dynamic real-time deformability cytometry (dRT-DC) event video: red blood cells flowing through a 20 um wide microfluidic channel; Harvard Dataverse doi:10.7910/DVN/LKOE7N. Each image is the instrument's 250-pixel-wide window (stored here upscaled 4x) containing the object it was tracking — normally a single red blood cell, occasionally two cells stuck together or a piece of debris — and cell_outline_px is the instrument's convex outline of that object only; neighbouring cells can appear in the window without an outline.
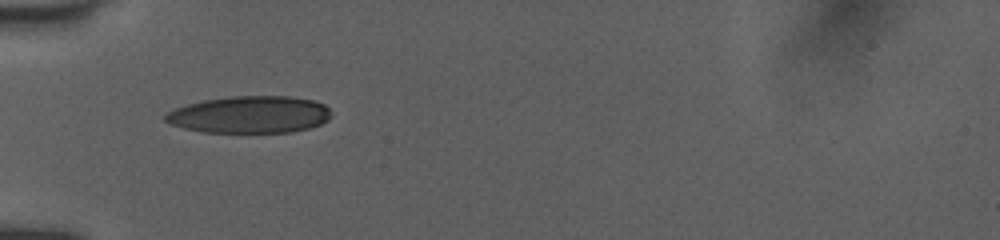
{"species": "human", "species_latin": "Homo sapiens", "temperature_condition": "room temperature", "stored_images_in_passage": 41, "camera_frame_rate_fps": 3000, "um_per_image_px": 0.085, "donor": {"sex": "female"}, "frame": {"image": 1, "passage_image": 1, "time_ms": 0.0, "image_size_px": [1000, 240], "cell_outline_px": [[332, 116], [328, 120], [320, 124], [308, 128], [292, 132], [204, 132], [184, 128], [172, 124], [164, 120], [164, 116], [168, 112], [176, 108], [188, 104], [204, 100], [228, 96], [288, 96], [312, 100], [324, 104], [328, 108]], "centroid_in_image_um": [21.25, 9.74], "position_along_channel_um": 63.8, "area_um2": 35.72}}
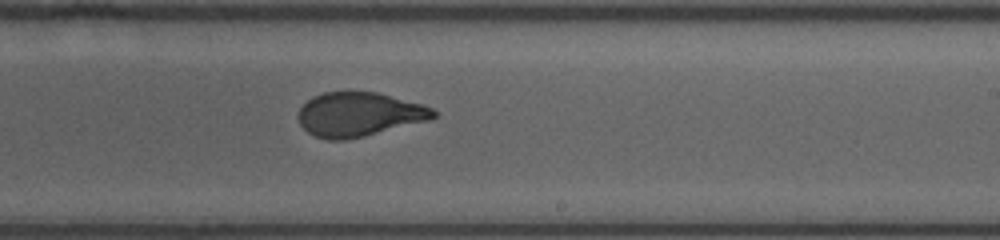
{"frame": {"image": 2, "passage_image": 14, "time_ms": 5.0, "image_size_px": [1000, 240], "cell_outline_px": [[436, 116], [428, 120], [364, 136], [344, 140], [328, 140], [316, 136], [308, 132], [300, 124], [296, 116], [300, 108], [312, 96], [324, 92], [348, 88], [376, 92], [420, 104], [432, 108], [436, 112]], "centroid_in_image_um": [30.45, 9.68], "position_along_channel_um": 258.6, "area_um2": 35.14}}
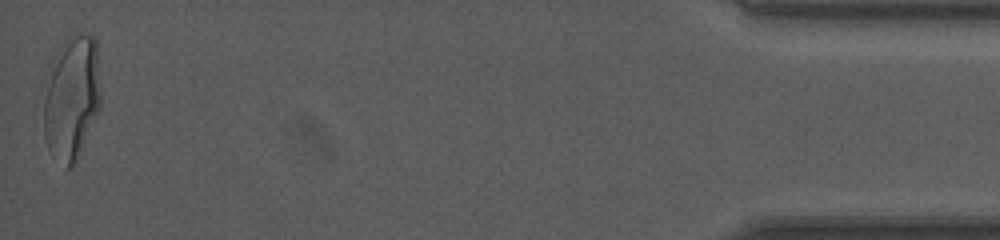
{"frame": {"image": 3, "passage_image": 41, "time_ms": 11.333, "image_size_px": [1000, 240], "cell_outline_px": [[100, 108], [72, 168], [64, 168], [52, 156], [48, 148], [44, 136], [44, 100], [52, 60], [64, 40], [80, 32], [92, 36], [96, 40], [100, 92]], "centroid_in_image_um": [6.09, 8.32], "position_along_channel_um": 429.1, "area_um2": 41.1}, "authors_computed_cell_mechanics": {"area_um2": 35.6048, "velocity_mm_per_s": 3.982, "shape_relaxation_time_tau1_ms": 5.8145, "shape_relaxation_time_tau2_ms": 0.65, "deformation_change_tau1": 0.2257, "deformation_change_tau2": 0.0711}}